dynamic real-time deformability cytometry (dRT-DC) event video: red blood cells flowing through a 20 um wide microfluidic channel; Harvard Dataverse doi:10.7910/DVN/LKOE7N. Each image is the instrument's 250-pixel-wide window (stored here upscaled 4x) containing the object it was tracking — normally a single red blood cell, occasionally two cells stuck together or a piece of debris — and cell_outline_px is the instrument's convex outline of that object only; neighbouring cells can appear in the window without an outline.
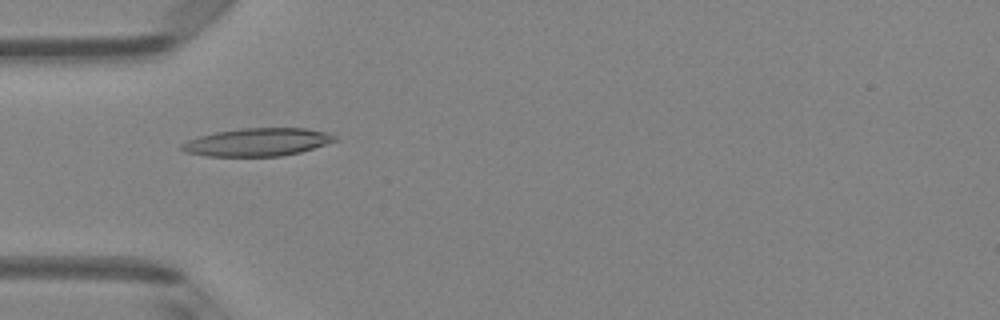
{"species": "Egyptian fruit bat (a non-hibernating species)", "species_latin": "Rousettus aegyptiacus", "temperature_condition": "room temperature", "stored_images_in_passage": 6, "camera_frame_rate_fps": 3000, "um_per_image_px": 0.085, "animal": {"sex": "female"}, "frame": {"image": 1, "passage_image": 5, "time_ms": 4.667, "image_size_px": [1000, 320], "cell_outline_px": [[340, 140], [300, 152], [280, 156], [208, 156], [184, 152], [180, 148], [180, 144], [188, 140], [200, 136], [216, 132], [240, 128], [304, 128], [328, 132], [336, 136]], "centroid_in_image_um": [21.9, 12.08], "position_along_channel_um": 63.1, "area_um2": 24.97}}
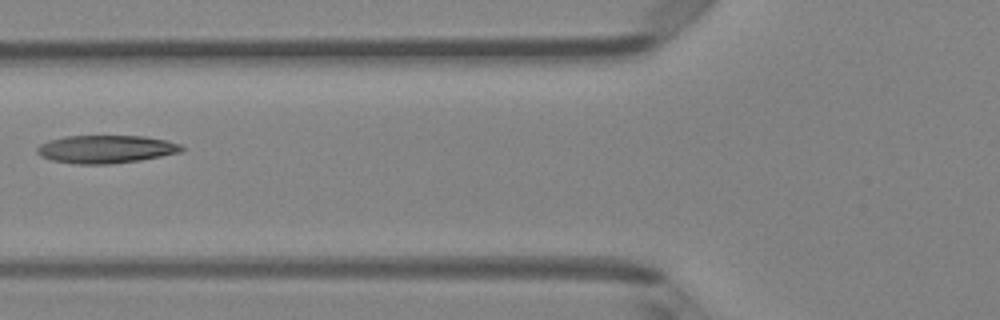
{"frame": {"image": 2, "passage_image": 6, "time_ms": 6.0, "image_size_px": [1000, 320], "cell_outline_px": [[184, 148], [180, 152], [140, 160], [108, 164], [76, 164], [52, 160], [40, 156], [36, 152], [36, 148], [40, 144], [48, 140], [64, 136], [144, 136], [168, 140], [180, 144]], "centroid_in_image_um": [8.97, 12.67], "position_along_channel_um": 116.8, "area_um2": 23.58}}